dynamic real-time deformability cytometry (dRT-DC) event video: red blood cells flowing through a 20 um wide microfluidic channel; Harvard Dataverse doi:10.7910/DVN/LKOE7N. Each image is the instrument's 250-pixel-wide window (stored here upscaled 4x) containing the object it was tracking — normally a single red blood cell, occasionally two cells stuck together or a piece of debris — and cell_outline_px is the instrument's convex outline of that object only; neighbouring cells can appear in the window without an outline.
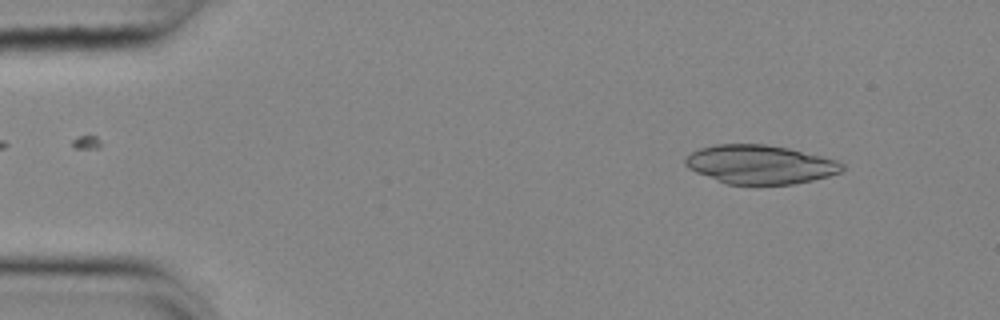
{"species": "common noctule bat (a hibernating species)", "species_latin": "Nyctalus noctula", "temperature_condition": "cold", "stored_images_in_passage": 53, "camera_frame_rate_fps": 3000, "um_per_image_px": 0.085, "animal": {"sex": "female", "body_mass_g": 25.1}, "frame": {"image": 1, "passage_image": 5, "time_ms": 1.333, "image_size_px": [1000, 320], "cell_outline_px": [[844, 168], [840, 172], [828, 176], [812, 180], [792, 184], [728, 184], [696, 172], [688, 168], [684, 164], [684, 160], [692, 152], [700, 148], [716, 144], [764, 144], [788, 148], [836, 160], [844, 164]], "centroid_in_image_um": [64.59, 13.97], "position_along_channel_um": 20.4, "area_um2": 35.14}}
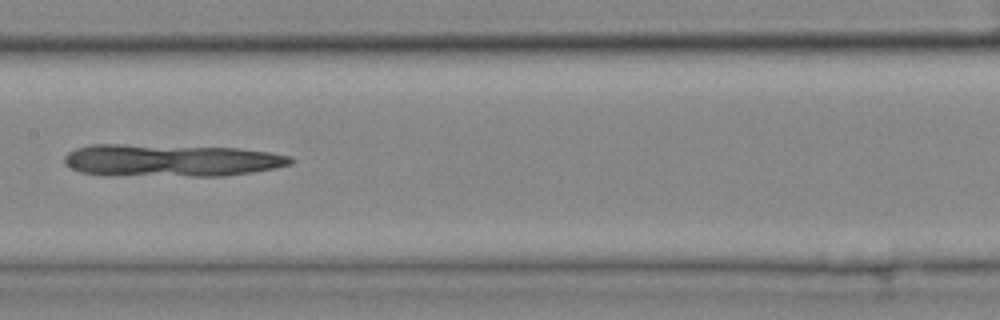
{"frame": {"image": 2, "passage_image": 26, "time_ms": 8.333, "image_size_px": [1000, 320], "cell_outline_px": [[296, 160], [292, 164], [276, 168], [252, 172], [224, 176], [104, 176], [80, 172], [64, 164], [64, 156], [68, 152], [76, 148], [88, 144], [124, 144], [236, 148], [268, 152], [292, 156]], "centroid_in_image_um": [14.49, 13.64], "position_along_channel_um": 192.9, "area_um2": 43.41}}
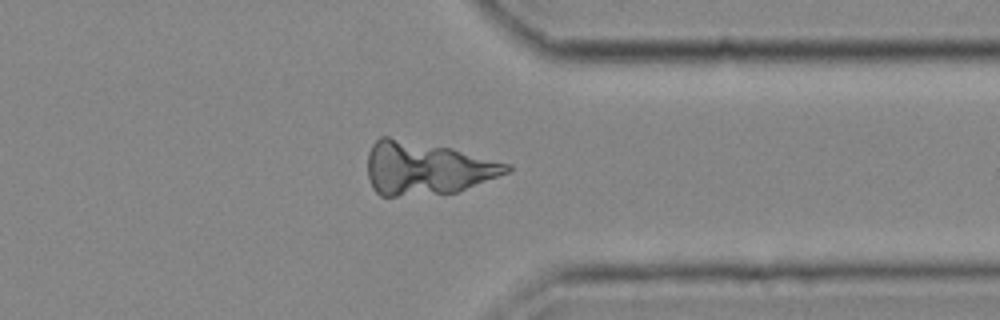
{"frame": {"image": 3, "passage_image": 41, "time_ms": 13.333, "image_size_px": [1000, 320], "cell_outline_px": [[512, 168], [508, 172], [456, 192], [396, 196], [380, 196], [372, 188], [368, 176], [368, 152], [372, 144], [380, 136], [388, 136], [452, 148], [512, 164]], "centroid_in_image_um": [36.23, 14.28], "position_along_channel_um": 375.2, "area_um2": 42.89}}